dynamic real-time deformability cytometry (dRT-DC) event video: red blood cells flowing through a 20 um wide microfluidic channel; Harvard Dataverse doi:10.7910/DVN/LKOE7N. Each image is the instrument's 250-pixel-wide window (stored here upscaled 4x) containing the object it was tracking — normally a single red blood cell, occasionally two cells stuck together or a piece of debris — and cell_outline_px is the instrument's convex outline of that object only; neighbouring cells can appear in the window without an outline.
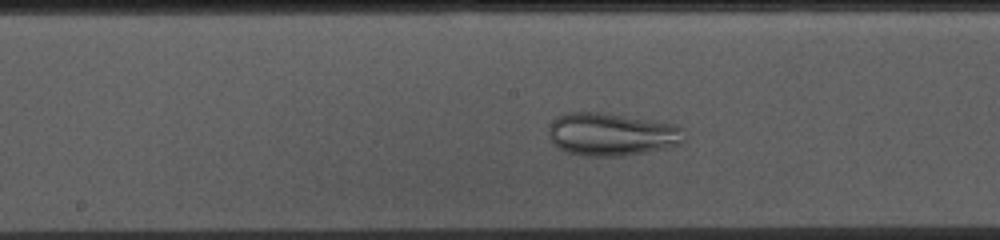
{"species": "common noctule bat (a hibernating species)", "species_latin": "Nyctalus noctula", "temperature_condition": "cold", "stored_images_in_passage": 46, "camera_frame_rate_fps": 3000, "um_per_image_px": 0.085, "animal": {"sex": "female", "body_mass_g": 10.0, "forearm_length_mm": 53.1}, "frame": {"image": 1, "passage_image": 26, "time_ms": 8.333, "image_size_px": [1000, 240], "cell_outline_px": [[684, 140], [680, 144], [672, 148], [624, 156], [584, 156], [564, 152], [556, 148], [552, 144], [548, 136], [548, 128], [552, 120], [564, 112], [600, 112], [676, 124], [684, 128]], "centroid_in_image_um": [51.97, 11.43], "position_along_channel_um": 196.2, "area_um2": 34.68}}
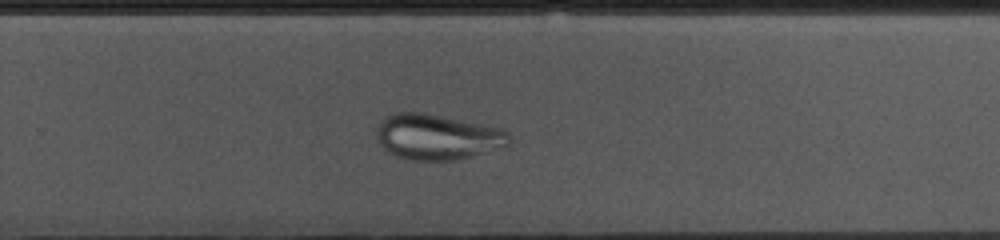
{"frame": {"image": 2, "passage_image": 34, "time_ms": 11.0, "image_size_px": [1000, 240], "cell_outline_px": [[508, 144], [504, 148], [456, 160], [412, 160], [396, 156], [384, 148], [380, 144], [376, 132], [376, 128], [388, 116], [396, 112], [424, 112], [504, 128], [508, 132]], "centroid_in_image_um": [37.21, 11.63], "position_along_channel_um": 292.6, "area_um2": 35.2}}
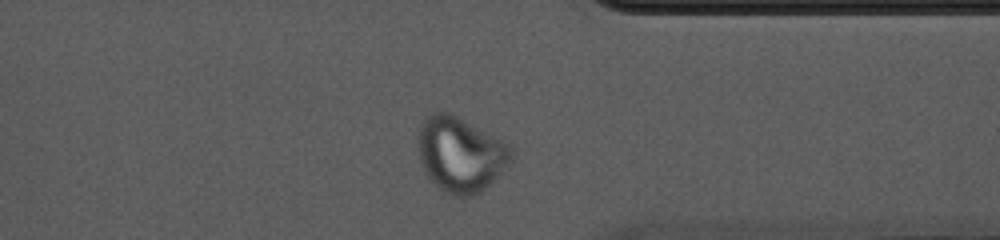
{"frame": {"image": 3, "passage_image": 41, "time_ms": 13.333, "image_size_px": [1000, 240], "cell_outline_px": [[512, 160], [480, 192], [472, 196], [456, 196], [444, 192], [424, 172], [420, 164], [416, 148], [416, 140], [420, 128], [424, 120], [432, 112], [452, 112], [512, 144]], "centroid_in_image_um": [39.12, 13.07], "position_along_channel_um": 372.3, "area_um2": 41.21}}